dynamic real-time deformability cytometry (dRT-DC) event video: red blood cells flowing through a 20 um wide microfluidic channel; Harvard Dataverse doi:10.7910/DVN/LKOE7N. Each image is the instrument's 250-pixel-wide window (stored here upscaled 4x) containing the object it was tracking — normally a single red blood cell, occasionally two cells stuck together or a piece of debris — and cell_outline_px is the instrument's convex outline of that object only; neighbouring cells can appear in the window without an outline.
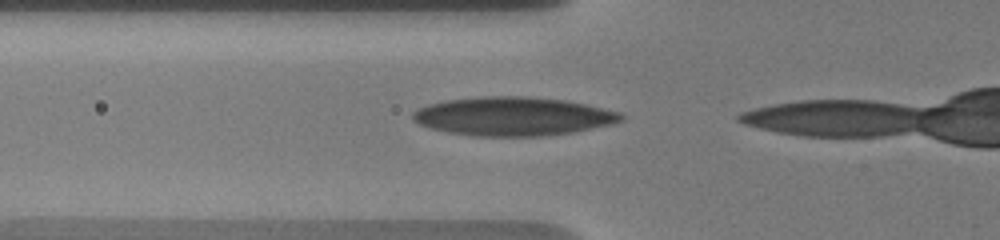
{"species": "human", "species_latin": "Homo sapiens", "temperature_condition": "warm", "stored_images_in_passage": 18, "camera_frame_rate_fps": 3000, "um_per_image_px": 0.085, "donor": {"sex": "male"}, "frame": {"image": 1, "passage_image": 13, "time_ms": 4.0, "image_size_px": [1000, 240], "cell_outline_px": [[624, 120], [612, 124], [572, 132], [544, 136], [476, 136], [448, 132], [428, 128], [412, 120], [412, 112], [416, 108], [428, 104], [444, 100], [480, 96], [528, 96], [564, 100], [584, 104], [620, 112], [624, 116]], "centroid_in_image_um": [43.56, 9.88], "position_along_channel_um": 82.2, "area_um2": 47.16}}
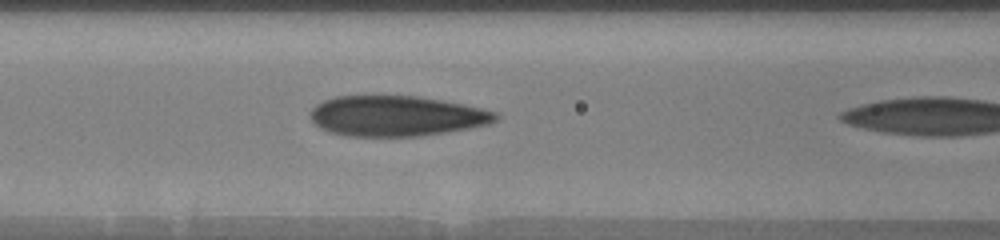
{"frame": {"image": 2, "passage_image": 17, "time_ms": 5.333, "image_size_px": [1000, 240], "cell_outline_px": [[500, 120], [488, 124], [468, 128], [420, 136], [344, 136], [328, 132], [320, 128], [308, 116], [308, 112], [316, 104], [324, 100], [336, 96], [420, 96], [444, 100], [464, 104], [500, 112]], "centroid_in_image_um": [33.71, 9.85], "position_along_channel_um": 132.9, "area_um2": 44.1}}